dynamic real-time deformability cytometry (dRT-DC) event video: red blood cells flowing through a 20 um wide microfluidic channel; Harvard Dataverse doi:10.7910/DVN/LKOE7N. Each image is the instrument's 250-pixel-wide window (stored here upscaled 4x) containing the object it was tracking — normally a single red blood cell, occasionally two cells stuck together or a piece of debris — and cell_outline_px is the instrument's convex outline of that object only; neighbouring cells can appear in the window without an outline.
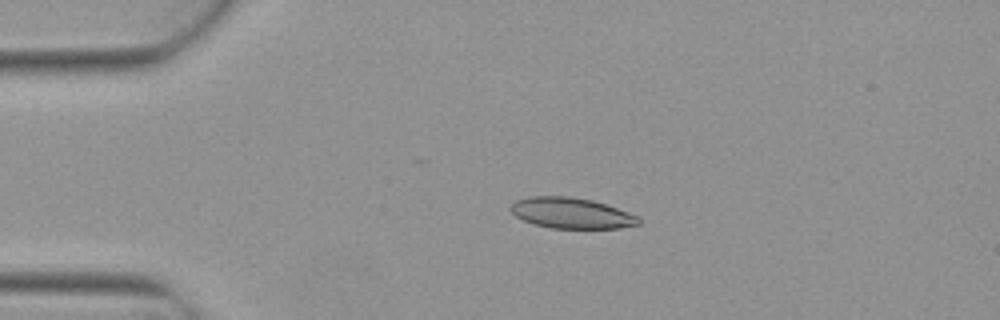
{"species": "Egyptian fruit bat (a non-hibernating species)", "species_latin": "Rousettus aegyptiacus", "temperature_condition": "warm", "stored_images_in_passage": 4, "camera_frame_rate_fps": 3000, "um_per_image_px": 0.085, "animal": {"sex": "female"}, "frame": {"image": 1, "passage_image": 3, "time_ms": 0.667, "image_size_px": [1000, 320], "cell_outline_px": [[640, 224], [620, 228], [552, 228], [532, 224], [516, 216], [508, 208], [516, 200], [528, 196], [568, 196], [592, 200], [640, 216]], "centroid_in_image_um": [48.55, 18.11], "position_along_channel_um": 36.4, "area_um2": 22.95}}
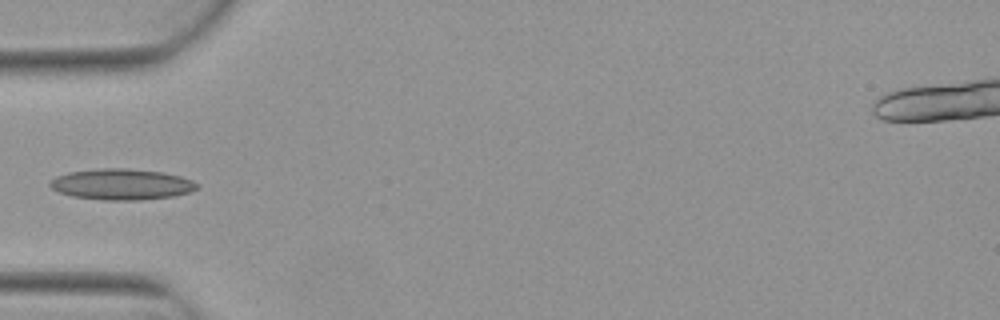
{"frame": {"image": 2, "passage_image": 4, "time_ms": 1.0, "image_size_px": [1000, 320], "cell_outline_px": [[200, 188], [188, 192], [172, 196], [140, 200], [104, 200], [72, 196], [60, 192], [52, 188], [48, 184], [56, 176], [68, 172], [100, 168], [128, 168], [164, 172], [180, 176], [192, 180], [200, 184]], "centroid_in_image_um": [10.36, 15.66], "position_along_channel_um": 74.6, "area_um2": 26.59}}